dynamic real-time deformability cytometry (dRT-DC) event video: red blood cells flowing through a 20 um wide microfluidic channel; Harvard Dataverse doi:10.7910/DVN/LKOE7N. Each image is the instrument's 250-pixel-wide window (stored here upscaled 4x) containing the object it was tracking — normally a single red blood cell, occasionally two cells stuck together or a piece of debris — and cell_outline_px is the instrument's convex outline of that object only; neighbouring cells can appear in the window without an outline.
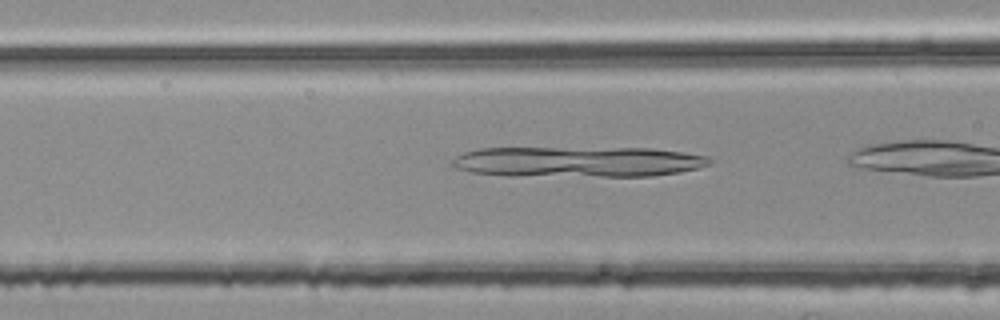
{"species": "common noctule bat (a hibernating species)", "species_latin": "Nyctalus noctula", "temperature_condition": "room temperature", "stored_images_in_passage": 25, "camera_frame_rate_fps": 3000, "um_per_image_px": 0.085, "animal": {"sex": "female", "body_mass_g": 25.1}, "frame": {"image": 1, "passage_image": 4, "time_ms": 1.0, "image_size_px": [1000, 320], "cell_outline_px": [[716, 160], [700, 168], [680, 172], [652, 176], [508, 176], [472, 172], [456, 168], [452, 164], [452, 160], [456, 156], [464, 152], [480, 148], [652, 148], [684, 152], [708, 156]], "centroid_in_image_um": [49.17, 13.75], "position_along_channel_um": 117.4, "area_um2": 46.3}}
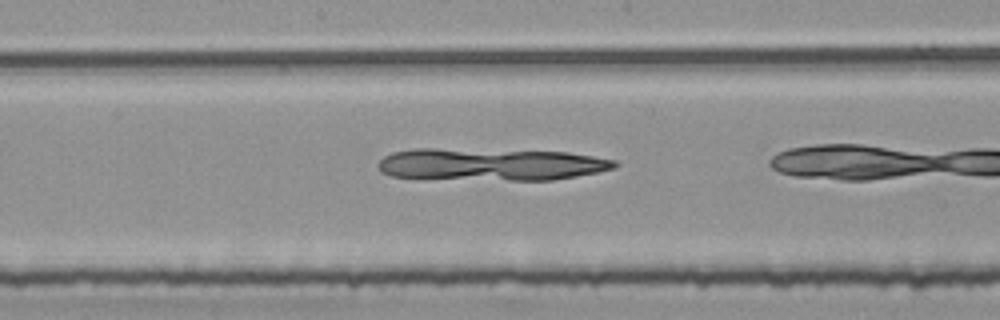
{"frame": {"image": 2, "passage_image": 11, "time_ms": 3.333, "image_size_px": [1000, 320], "cell_outline_px": [[620, 164], [616, 168], [576, 176], [552, 180], [508, 180], [392, 176], [380, 172], [376, 164], [384, 156], [392, 152], [416, 148], [436, 148], [568, 152], [616, 160]], "centroid_in_image_um": [41.74, 13.96], "position_along_channel_um": 206.5, "area_um2": 44.33}}
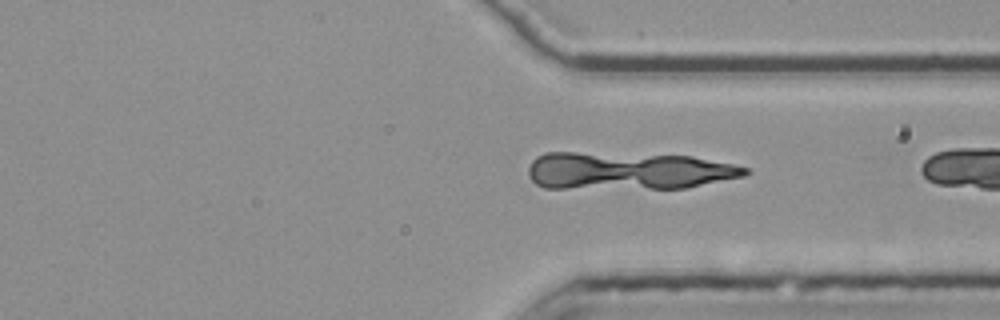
{"frame": {"image": 3, "passage_image": 23, "time_ms": 7.333, "image_size_px": [1000, 320], "cell_outline_px": [[752, 172], [744, 176], [684, 188], [544, 188], [536, 184], [528, 176], [528, 168], [532, 160], [536, 156], [544, 152], [576, 152], [692, 156], [732, 164], [748, 168]], "centroid_in_image_um": [53.34, 14.52], "position_along_channel_um": 358.1, "area_um2": 47.51}}